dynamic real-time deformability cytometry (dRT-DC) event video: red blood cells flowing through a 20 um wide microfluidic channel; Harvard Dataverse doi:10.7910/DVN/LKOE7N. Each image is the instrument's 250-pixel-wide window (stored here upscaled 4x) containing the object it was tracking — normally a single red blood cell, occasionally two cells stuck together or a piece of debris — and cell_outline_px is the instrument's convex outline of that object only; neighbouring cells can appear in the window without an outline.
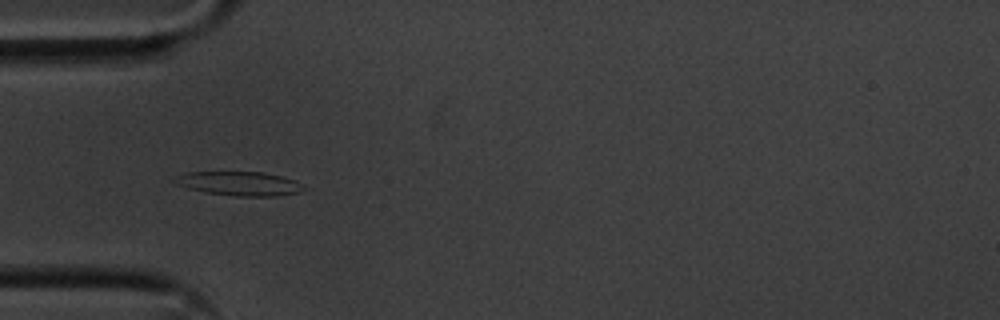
{"species": "common noctule bat (a hibernating species)", "species_latin": "Nyctalus noctula", "temperature_condition": "cold", "stored_images_in_passage": 6, "camera_frame_rate_fps": 3000, "um_per_image_px": 0.085, "animal": {"sex": "male", "body_mass_g": 20.1, "forearm_length_mm": 53.5}, "frame": {"image": 1, "passage_image": 4, "time_ms": 1.0, "image_size_px": [1000, 320], "cell_outline_px": [[304, 188], [300, 192], [276, 196], [232, 196], [204, 192], [172, 184], [172, 176], [188, 172], [264, 172], [296, 180]], "centroid_in_image_um": [20.25, 15.6], "position_along_channel_um": 64.7, "area_um2": 18.26}}
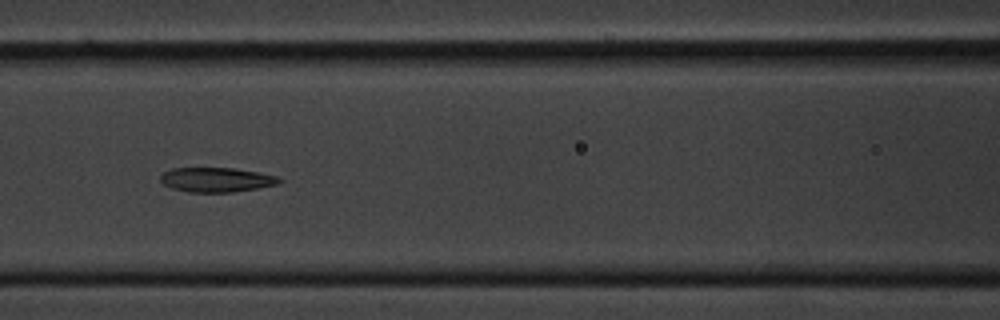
{"frame": {"image": 2, "passage_image": 6, "time_ms": 1.667, "image_size_px": [1000, 320], "cell_outline_px": [[284, 180], [276, 184], [256, 188], [232, 192], [188, 192], [172, 188], [164, 184], [160, 180], [160, 176], [164, 172], [172, 168], [232, 168], [256, 172], [276, 176]], "centroid_in_image_um": [18.36, 15.28], "position_along_channel_um": 148.2, "area_um2": 16.76}}